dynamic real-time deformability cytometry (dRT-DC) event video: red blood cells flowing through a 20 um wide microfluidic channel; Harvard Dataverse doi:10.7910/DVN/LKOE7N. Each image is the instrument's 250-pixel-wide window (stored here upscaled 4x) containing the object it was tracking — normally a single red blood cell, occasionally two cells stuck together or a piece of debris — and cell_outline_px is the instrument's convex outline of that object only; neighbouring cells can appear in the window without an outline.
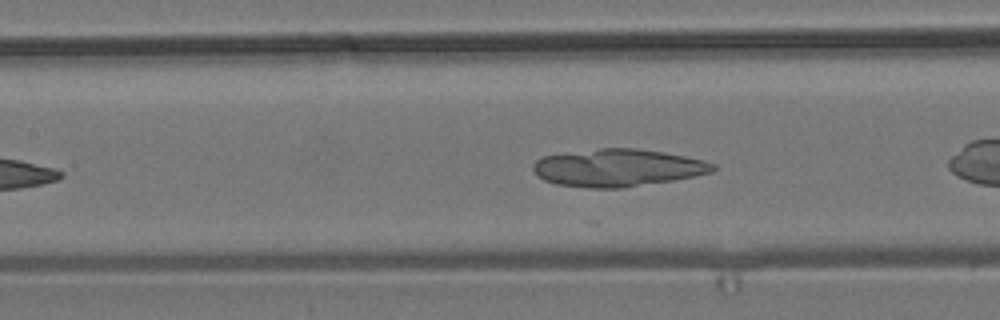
{"species": "common noctule bat (a hibernating species)", "species_latin": "Nyctalus noctula", "temperature_condition": "room temperature", "stored_images_in_passage": 13, "camera_frame_rate_fps": 3000, "um_per_image_px": 0.085, "animal": {"sex": "male", "body_mass_g": 19.2, "forearm_length_mm": 51.8}, "frame": {"image": 1, "passage_image": 7, "time_ms": 2.0, "image_size_px": [1000, 320], "cell_outline_px": [[716, 168], [712, 172], [672, 180], [624, 188], [588, 188], [556, 184], [544, 180], [532, 168], [532, 164], [536, 160], [544, 156], [600, 148], [636, 148], [664, 152], [704, 160], [716, 164]], "centroid_in_image_um": [52.51, 14.26], "position_along_channel_um": 154.9, "area_um2": 39.07}}